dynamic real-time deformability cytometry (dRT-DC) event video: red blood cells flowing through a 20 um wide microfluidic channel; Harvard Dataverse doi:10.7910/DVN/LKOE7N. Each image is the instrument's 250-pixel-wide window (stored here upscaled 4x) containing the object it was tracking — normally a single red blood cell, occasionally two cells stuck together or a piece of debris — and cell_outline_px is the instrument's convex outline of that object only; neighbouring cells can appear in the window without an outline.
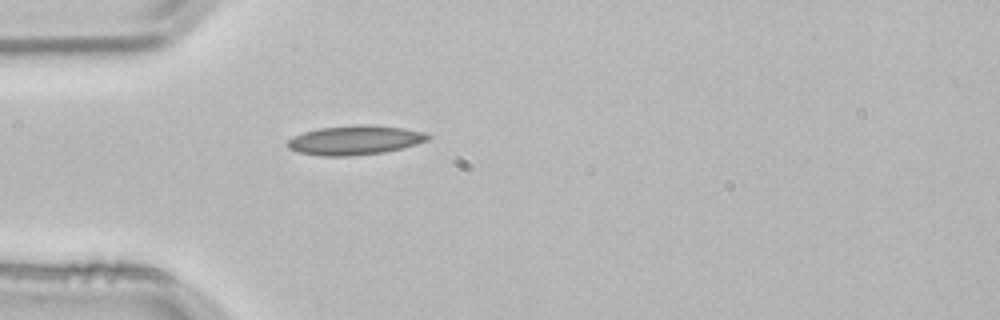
{"species": "common noctule bat (a hibernating species)", "species_latin": "Nyctalus noctula", "temperature_condition": "room temperature", "stored_images_in_passage": 1, "camera_frame_rate_fps": 3000, "um_per_image_px": 0.085, "animal": {"sex": "male", "body_mass_g": 21.5, "forearm_length_mm": 52.0}, "frame": {"image": 1, "passage_image": 1, "time_ms": 0.0, "image_size_px": [1000, 320], "cell_outline_px": [[432, 136], [428, 140], [404, 148], [384, 152], [352, 156], [324, 156], [300, 152], [288, 148], [288, 140], [304, 132], [320, 128], [356, 124], [364, 124], [404, 128], [424, 132]], "centroid_in_image_um": [30.22, 11.91], "position_along_channel_um": 54.8, "area_um2": 23.87}}